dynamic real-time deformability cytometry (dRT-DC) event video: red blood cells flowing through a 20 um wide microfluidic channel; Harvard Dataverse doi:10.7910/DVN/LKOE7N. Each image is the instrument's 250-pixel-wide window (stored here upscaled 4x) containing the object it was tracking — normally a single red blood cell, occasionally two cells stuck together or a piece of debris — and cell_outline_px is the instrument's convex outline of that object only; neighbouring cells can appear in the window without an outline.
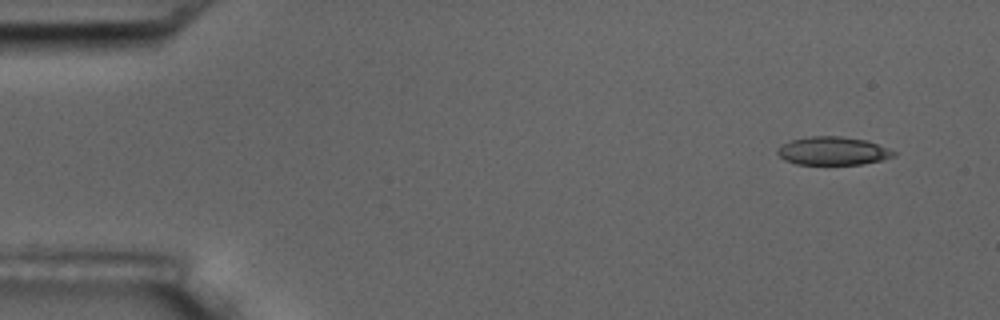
{"species": "common noctule bat (a hibernating species)", "species_latin": "Nyctalus noctula", "temperature_condition": "room temperature", "stored_images_in_passage": 4, "camera_frame_rate_fps": 3000, "um_per_image_px": 0.085, "animal": {"sex": "male", "body_mass_g": 17.5, "forearm_length_mm": 52.3}, "frame": {"image": 1, "passage_image": 1, "time_ms": 0.0, "image_size_px": [1000, 320], "cell_outline_px": [[896, 156], [880, 160], [860, 164], [796, 164], [784, 160], [776, 152], [784, 144], [792, 140], [812, 136], [840, 136], [868, 140], [896, 152]], "centroid_in_image_um": [70.82, 12.83], "position_along_channel_um": 14.2, "area_um2": 18.9}}